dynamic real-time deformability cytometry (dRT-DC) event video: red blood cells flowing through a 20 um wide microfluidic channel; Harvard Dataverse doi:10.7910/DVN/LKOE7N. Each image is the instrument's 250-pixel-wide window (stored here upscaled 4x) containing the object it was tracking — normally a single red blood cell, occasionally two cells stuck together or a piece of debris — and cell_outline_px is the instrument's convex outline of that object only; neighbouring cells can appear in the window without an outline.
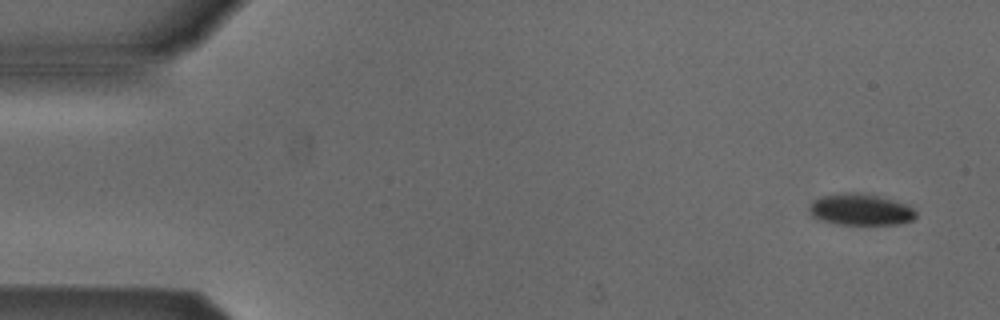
{"species": "Egyptian fruit bat (a non-hibernating species)", "species_latin": "Rousettus aegyptiacus", "temperature_condition": "cold", "stored_images_in_passage": 4, "camera_frame_rate_fps": 3000, "um_per_image_px": 0.085, "animal": {"sex": "male"}, "frame": {"image": 1, "passage_image": 1, "time_ms": 0.0, "image_size_px": [1000, 320], "cell_outline_px": [[916, 216], [912, 220], [896, 224], [836, 224], [824, 220], [816, 216], [812, 212], [812, 200], [820, 196], [844, 192], [856, 192], [876, 196], [908, 204], [916, 212]], "centroid_in_image_um": [73.19, 17.8], "position_along_channel_um": 11.8, "area_um2": 19.07}}
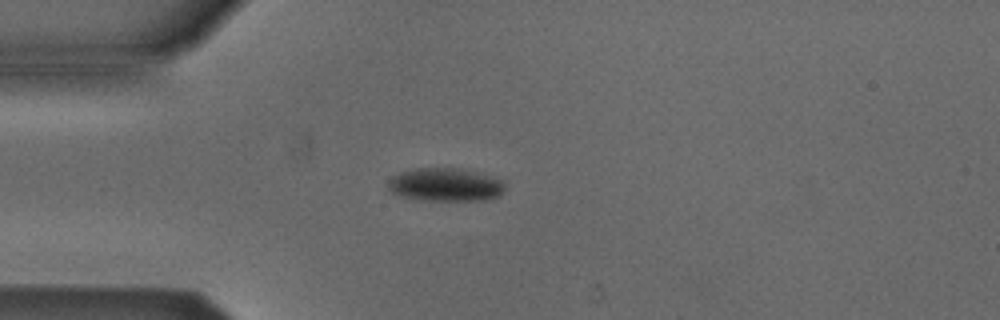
{"frame": {"image": 2, "passage_image": 4, "time_ms": 3.667, "image_size_px": [1000, 320], "cell_outline_px": [[504, 192], [500, 196], [488, 200], [420, 200], [400, 196], [392, 192], [388, 188], [388, 180], [392, 176], [400, 172], [420, 168], [460, 168], [488, 176], [500, 180], [504, 184]], "centroid_in_image_um": [37.84, 15.71], "position_along_channel_um": 47.2, "area_um2": 22.54}}